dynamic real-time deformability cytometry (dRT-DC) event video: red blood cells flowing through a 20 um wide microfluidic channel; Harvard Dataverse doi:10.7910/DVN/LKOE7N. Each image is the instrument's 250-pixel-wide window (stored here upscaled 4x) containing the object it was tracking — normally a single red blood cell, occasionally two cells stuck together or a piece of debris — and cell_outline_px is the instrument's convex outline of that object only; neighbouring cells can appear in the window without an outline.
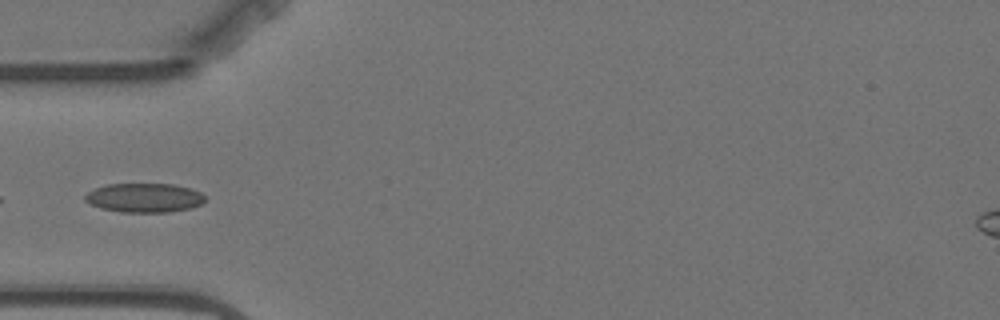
{"species": "Egyptian fruit bat (a non-hibernating species)", "species_latin": "Rousettus aegyptiacus", "temperature_condition": "warm", "stored_images_in_passage": 5, "camera_frame_rate_fps": 3000, "um_per_image_px": 0.085, "animal": {"sex": "female"}, "frame": {"image": 1, "passage_image": 5, "time_ms": 4.667, "image_size_px": [1000, 320], "cell_outline_px": [[208, 200], [200, 204], [188, 208], [168, 212], [120, 212], [100, 208], [84, 200], [84, 196], [88, 192], [96, 188], [108, 184], [172, 184], [192, 188], [200, 192]], "centroid_in_image_um": [12.28, 16.81], "position_along_channel_um": 72.7, "area_um2": 20.35}}